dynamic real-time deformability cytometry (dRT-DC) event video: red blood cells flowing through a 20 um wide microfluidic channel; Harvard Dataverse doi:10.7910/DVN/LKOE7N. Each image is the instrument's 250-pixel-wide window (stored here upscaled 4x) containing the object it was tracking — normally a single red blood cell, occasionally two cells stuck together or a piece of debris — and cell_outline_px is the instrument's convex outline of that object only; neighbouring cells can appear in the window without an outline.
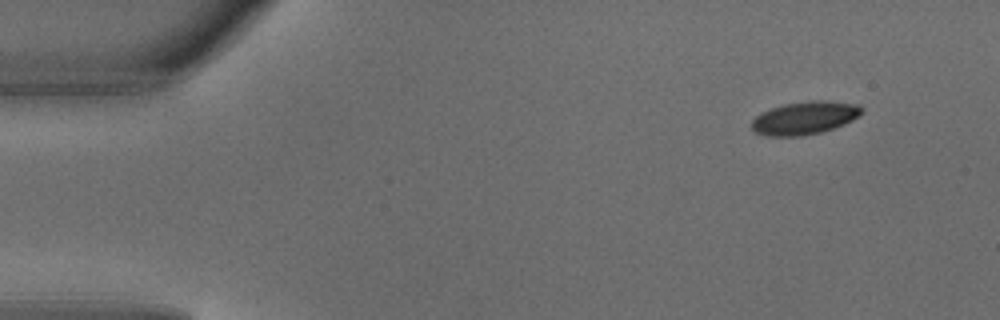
{"species": "common noctule bat (a hibernating species)", "species_latin": "Nyctalus noctula", "temperature_condition": "warm", "stored_images_in_passage": 4, "camera_frame_rate_fps": 3000, "um_per_image_px": 0.085, "animal": {"sex": "male", "body_mass_g": 18.8}, "frame": {"image": 1, "passage_image": 1, "time_ms": 0.0, "image_size_px": [1000, 320], "cell_outline_px": [[864, 112], [860, 116], [844, 124], [820, 132], [800, 136], [768, 136], [756, 132], [752, 128], [752, 120], [760, 112], [784, 104], [812, 100], [824, 100], [856, 104], [864, 108]], "centroid_in_image_um": [68.42, 10.01], "position_along_channel_um": 16.6, "area_um2": 21.1}}
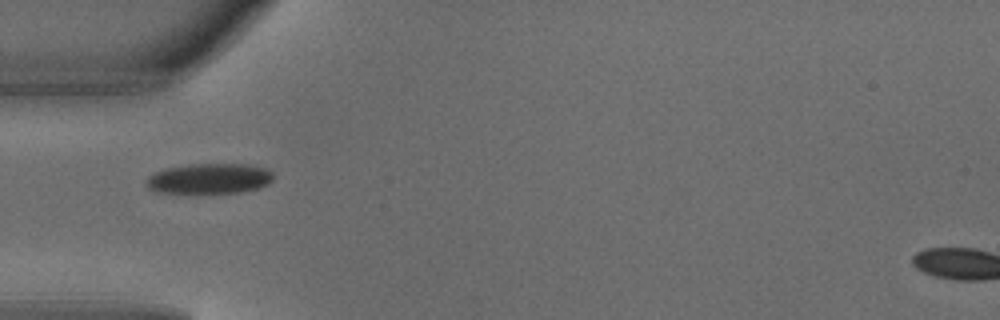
{"frame": {"image": 2, "passage_image": 4, "time_ms": 1.0, "image_size_px": [1000, 320], "cell_outline_px": [[272, 180], [268, 184], [256, 188], [240, 192], [196, 196], [156, 192], [148, 188], [144, 184], [144, 180], [148, 176], [164, 168], [192, 164], [244, 164], [264, 168], [272, 172]], "centroid_in_image_um": [17.69, 15.23], "position_along_channel_um": 67.3, "area_um2": 23.41}}